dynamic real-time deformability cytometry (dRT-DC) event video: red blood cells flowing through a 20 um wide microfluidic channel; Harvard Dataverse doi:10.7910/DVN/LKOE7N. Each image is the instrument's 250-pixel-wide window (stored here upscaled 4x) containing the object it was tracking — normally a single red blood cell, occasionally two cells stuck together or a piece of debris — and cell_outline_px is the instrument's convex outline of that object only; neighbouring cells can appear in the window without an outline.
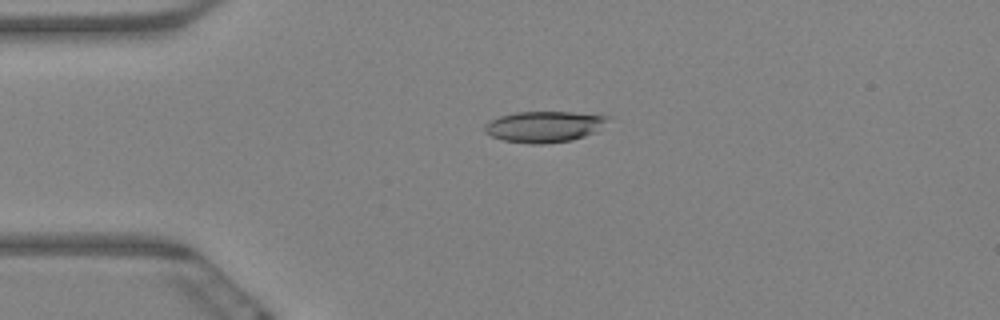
{"species": "Egyptian fruit bat (a non-hibernating species)", "species_latin": "Rousettus aegyptiacus", "temperature_condition": "warm", "stored_images_in_passage": 63, "camera_frame_rate_fps": 3000, "um_per_image_px": 0.085, "animal": {"sex": "female"}, "frame": {"image": 1, "passage_image": 15, "time_ms": 4.667, "image_size_px": [1000, 320], "cell_outline_px": [[608, 120], [596, 132], [572, 140], [540, 144], [532, 144], [504, 140], [492, 136], [484, 132], [484, 124], [488, 120], [500, 116], [516, 112], [572, 112], [608, 116]], "centroid_in_image_um": [46.22, 10.76], "position_along_channel_um": 38.8, "area_um2": 22.2}}
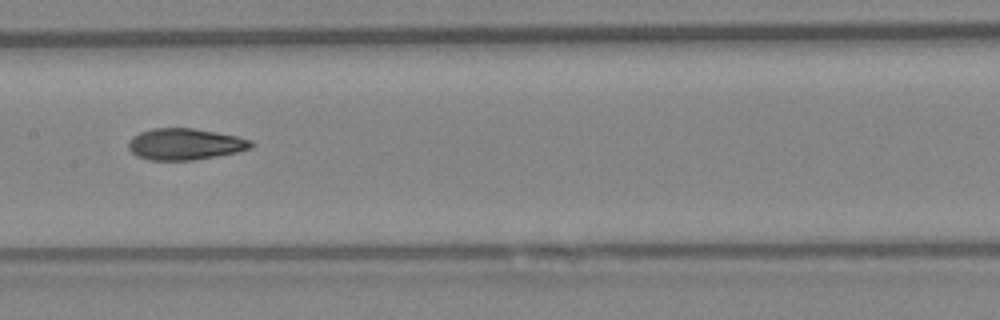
{"frame": {"image": 2, "passage_image": 32, "time_ms": 10.333, "image_size_px": [1000, 320], "cell_outline_px": [[256, 144], [252, 148], [236, 152], [216, 156], [192, 160], [148, 160], [136, 156], [128, 148], [128, 140], [132, 136], [140, 132], [152, 128], [192, 128], [216, 132], [236, 136], [252, 140]], "centroid_in_image_um": [15.72, 12.25], "position_along_channel_um": 191.7, "area_um2": 22.6}}
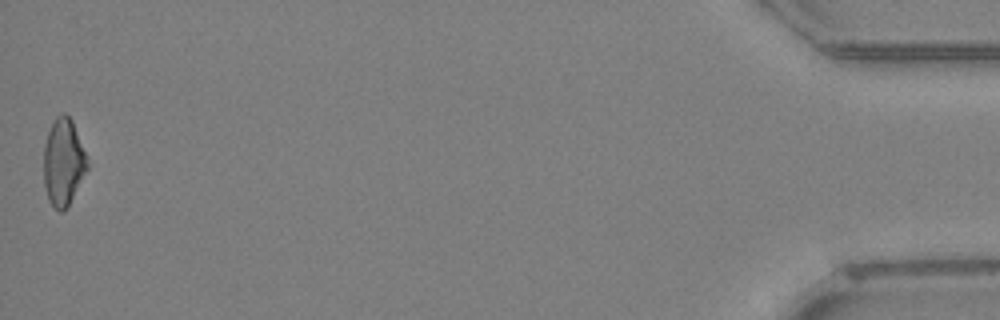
{"frame": {"image": 3, "passage_image": 63, "time_ms": 20.667, "image_size_px": [1000, 320], "cell_outline_px": [[88, 168], [68, 208], [64, 212], [60, 212], [48, 200], [44, 184], [44, 144], [48, 132], [56, 116], [60, 112], [64, 112], [72, 120], [88, 156]], "centroid_in_image_um": [5.4, 13.79], "position_along_channel_um": 429.8, "area_um2": 22.43}, "authors_computed_cell_mechanics": {"area_um2": 22.4264, "velocity_mm_per_s": 3.2452, "shape_relaxation_time_tau1_ms": 10.8747, "shape_relaxation_time_tau2_ms": 3.4309, "deformation_change_tau1": 0.2215, "deformation_change_tau2": 0.1047}}